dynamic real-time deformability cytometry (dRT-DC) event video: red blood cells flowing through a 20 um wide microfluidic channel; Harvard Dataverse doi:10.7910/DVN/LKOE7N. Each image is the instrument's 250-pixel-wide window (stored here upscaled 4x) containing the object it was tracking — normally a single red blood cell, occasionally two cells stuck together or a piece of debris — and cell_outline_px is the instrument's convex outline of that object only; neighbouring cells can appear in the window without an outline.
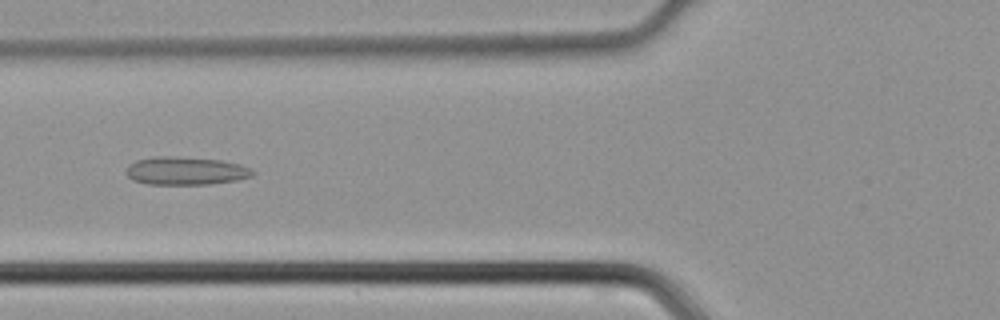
{"species": "common noctule bat (a hibernating species)", "species_latin": "Nyctalus noctula", "temperature_condition": "cold", "stored_images_in_passage": 45, "camera_frame_rate_fps": 3000, "um_per_image_px": 0.085, "animal": {"sex": "male", "body_mass_g": 21.5, "forearm_length_mm": 52.0}, "frame": {"image": 1, "passage_image": 17, "time_ms": 5.333, "image_size_px": [1000, 320], "cell_outline_px": [[256, 172], [252, 176], [236, 180], [212, 184], [148, 184], [132, 180], [124, 172], [128, 164], [136, 160], [152, 156], [176, 156], [220, 160], [240, 164]], "centroid_in_image_um": [15.73, 14.51], "position_along_channel_um": 110.1, "area_um2": 20.87}}
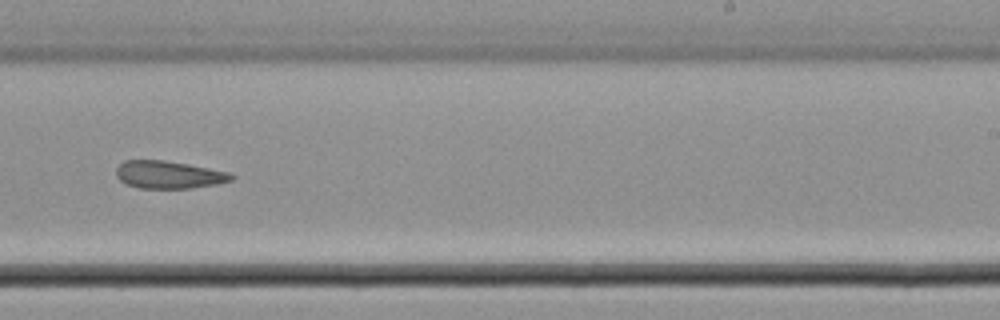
{"frame": {"image": 2, "passage_image": 28, "time_ms": 9.0, "image_size_px": [1000, 320], "cell_outline_px": [[236, 176], [232, 180], [216, 184], [192, 188], [140, 188], [124, 184], [116, 176], [116, 168], [124, 160], [164, 160], [188, 164], [228, 172]], "centroid_in_image_um": [14.32, 14.85], "position_along_channel_um": 274.7, "area_um2": 18.55}}
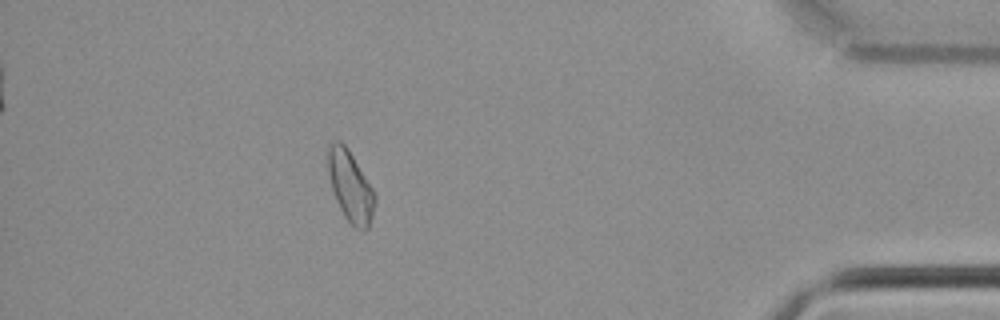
{"frame": {"image": 3, "passage_image": 40, "time_ms": 13.0, "image_size_px": [1000, 320], "cell_outline_px": [[376, 200], [372, 216], [368, 228], [364, 232], [356, 228], [344, 216], [336, 200], [332, 188], [328, 172], [328, 144], [336, 140], [340, 140], [348, 148], [372, 188], [376, 196]], "centroid_in_image_um": [29.78, 15.83], "position_along_channel_um": 405.4, "area_um2": 19.19}}